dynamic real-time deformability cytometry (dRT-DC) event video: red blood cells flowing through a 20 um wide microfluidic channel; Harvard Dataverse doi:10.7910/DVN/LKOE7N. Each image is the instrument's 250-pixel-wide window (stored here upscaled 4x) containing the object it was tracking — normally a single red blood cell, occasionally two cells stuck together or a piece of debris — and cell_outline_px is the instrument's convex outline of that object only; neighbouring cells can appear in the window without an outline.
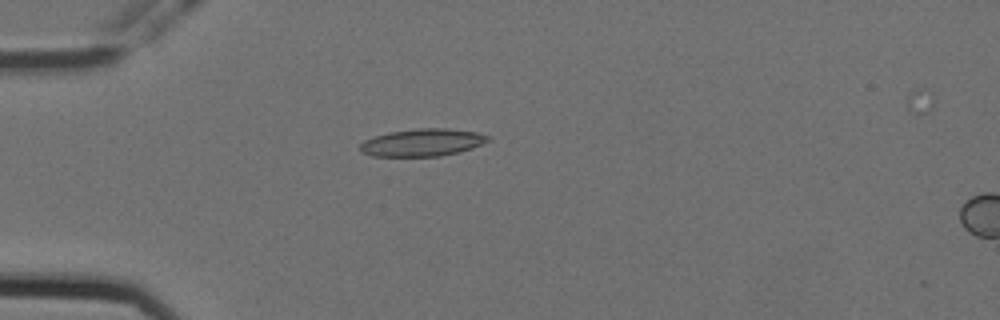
{"species": "Egyptian fruit bat (a non-hibernating species)", "species_latin": "Rousettus aegyptiacus", "temperature_condition": "cold", "stored_images_in_passage": 7, "camera_frame_rate_fps": 3000, "um_per_image_px": 0.085, "animal": {"sex": "female"}, "frame": {"image": 1, "passage_image": 5, "time_ms": 1.333, "image_size_px": [1000, 320], "cell_outline_px": [[492, 140], [472, 148], [440, 156], [372, 156], [360, 152], [360, 144], [364, 140], [388, 132], [420, 128], [448, 128], [476, 132], [488, 136]], "centroid_in_image_um": [35.9, 12.11], "position_along_channel_um": 49.1, "area_um2": 20.4}}